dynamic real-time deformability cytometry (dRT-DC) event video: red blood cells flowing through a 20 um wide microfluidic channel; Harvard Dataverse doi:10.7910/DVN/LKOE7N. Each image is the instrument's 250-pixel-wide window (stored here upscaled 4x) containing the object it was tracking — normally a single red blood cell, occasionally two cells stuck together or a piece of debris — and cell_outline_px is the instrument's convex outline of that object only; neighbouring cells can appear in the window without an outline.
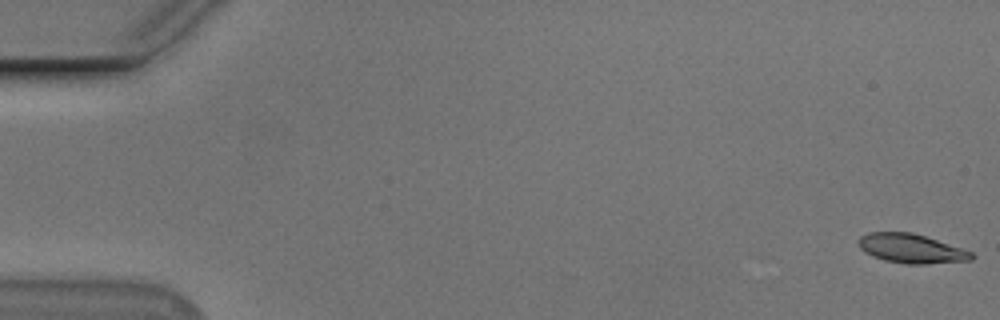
{"species": "Egyptian fruit bat (a non-hibernating species)", "species_latin": "Rousettus aegyptiacus", "temperature_condition": "cold", "stored_images_in_passage": 55, "camera_frame_rate_fps": 3000, "um_per_image_px": 0.085, "animal": {"sex": "male"}, "frame": {"image": 1, "passage_image": 1, "time_ms": 0.0, "image_size_px": [1000, 320], "cell_outline_px": [[976, 256], [972, 260], [924, 264], [904, 264], [884, 260], [872, 256], [864, 252], [860, 248], [856, 240], [860, 236], [868, 232], [912, 232], [972, 252]], "centroid_in_image_um": [77.4, 21.13], "position_along_channel_um": 7.6, "area_um2": 19.25}}
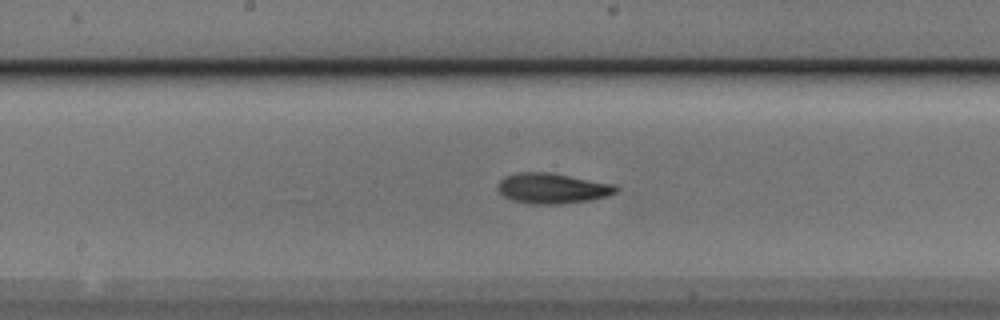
{"frame": {"image": 2, "passage_image": 29, "time_ms": 9.333, "image_size_px": [1000, 320], "cell_outline_px": [[620, 188], [616, 192], [608, 196], [588, 200], [564, 204], [528, 204], [512, 200], [504, 196], [496, 188], [496, 184], [504, 176], [516, 172], [552, 172], [616, 184]], "centroid_in_image_um": [46.95, 16.0], "position_along_channel_um": 201.3, "area_um2": 21.39}}
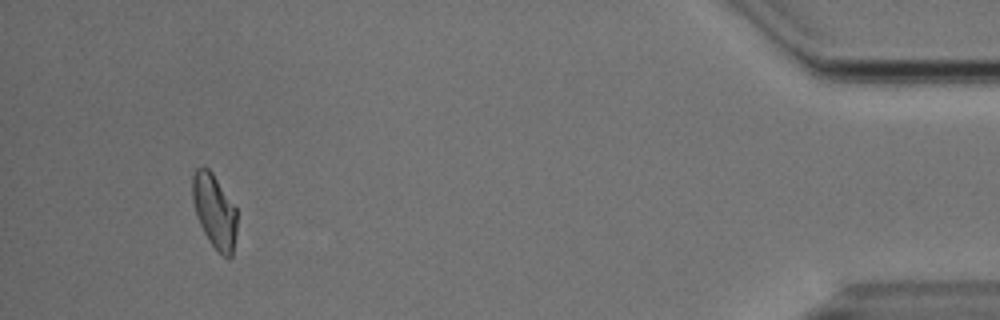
{"frame": {"image": 3, "passage_image": 52, "time_ms": 17.0, "image_size_px": [1000, 320], "cell_outline_px": [[236, 232], [232, 256], [228, 260], [208, 240], [196, 216], [192, 200], [192, 176], [196, 168], [204, 164], [212, 172], [236, 208]], "centroid_in_image_um": [18.21, 17.91], "position_along_channel_um": 417.0, "area_um2": 19.19}, "authors_computed_cell_mechanics": {"area_um2": 19.941, "velocity_mm_per_s": 3.7264, "shape_relaxation_time_tau1_ms": 4.3565, "shape_relaxation_time_tau2_ms": 5.1913, "deformation_change_tau1": 0.14, "deformation_change_tau2": 0.1195}}